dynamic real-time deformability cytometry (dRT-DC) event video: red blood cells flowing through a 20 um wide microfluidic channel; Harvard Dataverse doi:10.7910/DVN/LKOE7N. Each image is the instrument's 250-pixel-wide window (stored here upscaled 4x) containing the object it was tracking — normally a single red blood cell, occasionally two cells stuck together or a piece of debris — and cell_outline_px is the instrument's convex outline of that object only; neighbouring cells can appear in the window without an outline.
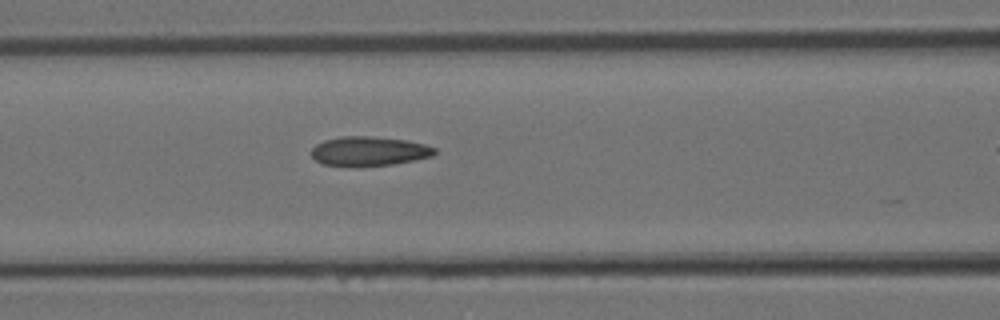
{"species": "Egyptian fruit bat (a non-hibernating species)", "species_latin": "Rousettus aegyptiacus", "temperature_condition": "room temperature", "stored_images_in_passage": 13, "camera_frame_rate_fps": 3000, "um_per_image_px": 0.085, "animal": {"sex": "female"}, "frame": {"image": 1, "passage_image": 10, "time_ms": 3.0, "image_size_px": [1000, 320], "cell_outline_px": [[436, 152], [432, 156], [416, 160], [392, 164], [360, 168], [348, 168], [320, 164], [312, 156], [312, 148], [316, 144], [324, 140], [340, 136], [372, 136], [408, 140], [424, 144], [436, 148]], "centroid_in_image_um": [31.33, 12.88], "position_along_channel_um": 135.3, "area_um2": 21.79}}